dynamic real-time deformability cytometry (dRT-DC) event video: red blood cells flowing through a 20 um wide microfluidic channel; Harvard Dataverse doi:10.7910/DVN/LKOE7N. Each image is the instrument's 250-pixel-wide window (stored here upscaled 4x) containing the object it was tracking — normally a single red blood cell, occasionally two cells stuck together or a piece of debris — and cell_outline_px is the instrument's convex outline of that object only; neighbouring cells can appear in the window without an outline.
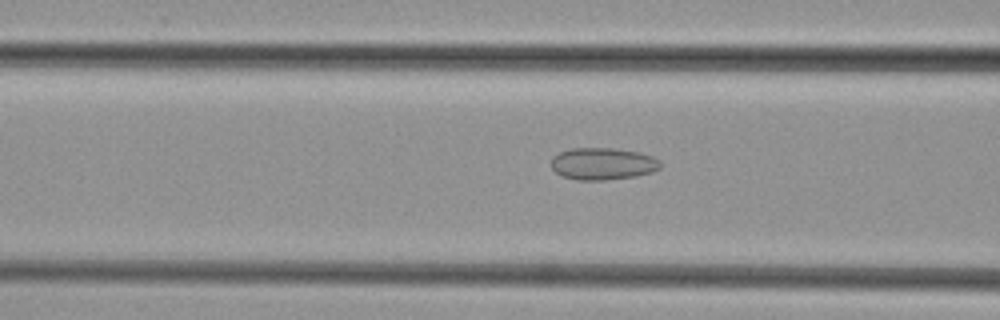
{"species": "common noctule bat (a hibernating species)", "species_latin": "Nyctalus noctula", "temperature_condition": "cold", "stored_images_in_passage": 33, "camera_frame_rate_fps": 3000, "um_per_image_px": 0.085, "animal": {"sex": "female", "body_mass_g": 29.2, "forearm_length_mm": 56.3}, "frame": {"image": 1, "passage_image": 13, "time_ms": 4.0, "image_size_px": [1000, 320], "cell_outline_px": [[660, 168], [652, 172], [636, 176], [604, 180], [576, 180], [564, 176], [556, 172], [552, 168], [552, 156], [560, 152], [572, 148], [612, 148], [640, 152], [652, 156], [660, 160]], "centroid_in_image_um": [51.25, 13.91], "position_along_channel_um": 115.4, "area_um2": 20.4}}
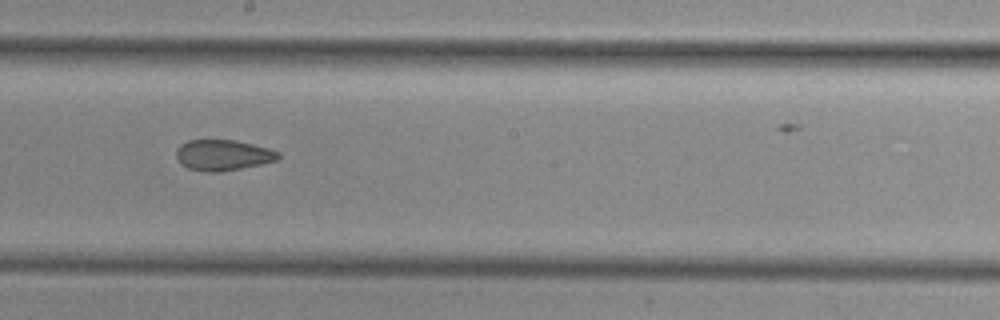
{"frame": {"image": 2, "passage_image": 21, "time_ms": 6.667, "image_size_px": [1000, 320], "cell_outline_px": [[280, 156], [276, 160], [260, 164], [220, 172], [204, 172], [188, 168], [180, 164], [176, 156], [176, 148], [180, 144], [188, 140], [236, 140], [268, 148], [280, 152]], "centroid_in_image_um": [18.91, 13.18], "position_along_channel_um": 229.3, "area_um2": 18.32}}
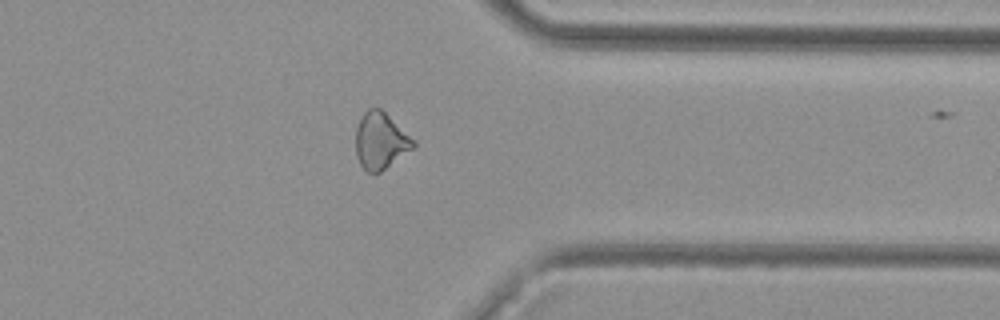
{"frame": {"image": 3, "passage_image": 32, "time_ms": 10.333, "image_size_px": [1000, 320], "cell_outline_px": [[416, 144], [412, 148], [380, 172], [368, 172], [360, 164], [356, 156], [356, 128], [360, 116], [368, 108], [380, 108], [416, 140]], "centroid_in_image_um": [32.33, 11.94], "position_along_channel_um": 379.1, "area_um2": 18.84}}